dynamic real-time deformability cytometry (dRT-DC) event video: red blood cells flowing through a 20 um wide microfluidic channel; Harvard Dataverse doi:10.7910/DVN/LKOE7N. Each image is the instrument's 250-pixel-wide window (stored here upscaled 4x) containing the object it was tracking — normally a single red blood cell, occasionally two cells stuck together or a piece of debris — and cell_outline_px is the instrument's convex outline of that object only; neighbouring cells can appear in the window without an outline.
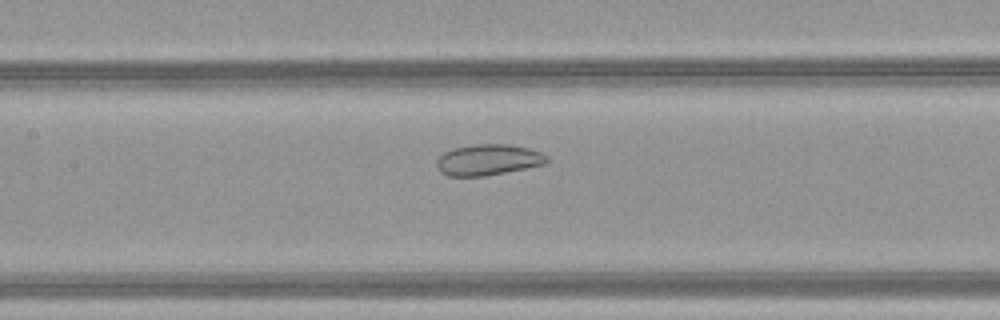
{"species": "common noctule bat (a hibernating species)", "species_latin": "Nyctalus noctula", "temperature_condition": "warm", "stored_images_in_passage": 39, "camera_frame_rate_fps": 3000, "um_per_image_px": 0.085, "animal": {"sex": "female", "body_mass_g": 21.9}, "frame": {"image": 1, "passage_image": 19, "time_ms": 6.0, "image_size_px": [1000, 320], "cell_outline_px": [[548, 164], [484, 176], [448, 176], [440, 172], [436, 164], [436, 160], [444, 152], [456, 148], [472, 144], [508, 144], [528, 148], [540, 152], [548, 156]], "centroid_in_image_um": [41.51, 13.58], "position_along_channel_um": 165.9, "area_um2": 19.94}}
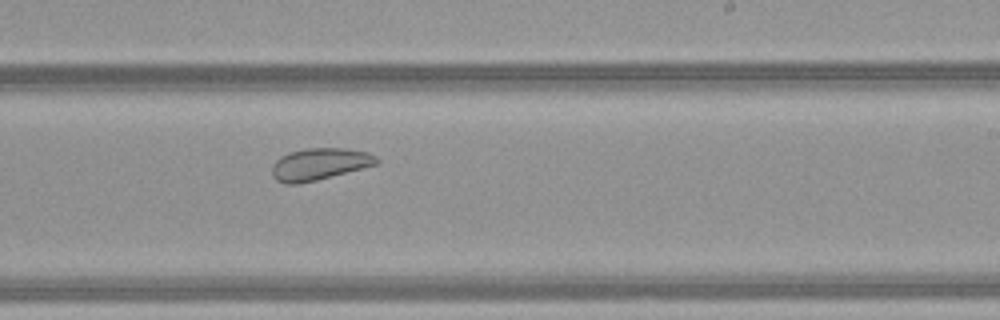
{"frame": {"image": 2, "passage_image": 26, "time_ms": 8.333, "image_size_px": [1000, 320], "cell_outline_px": [[380, 160], [376, 164], [316, 180], [296, 184], [284, 184], [276, 180], [272, 176], [272, 164], [280, 156], [292, 152], [308, 148], [344, 148], [368, 152], [376, 156]], "centroid_in_image_um": [27.12, 13.95], "position_along_channel_um": 261.9, "area_um2": 19.25}}
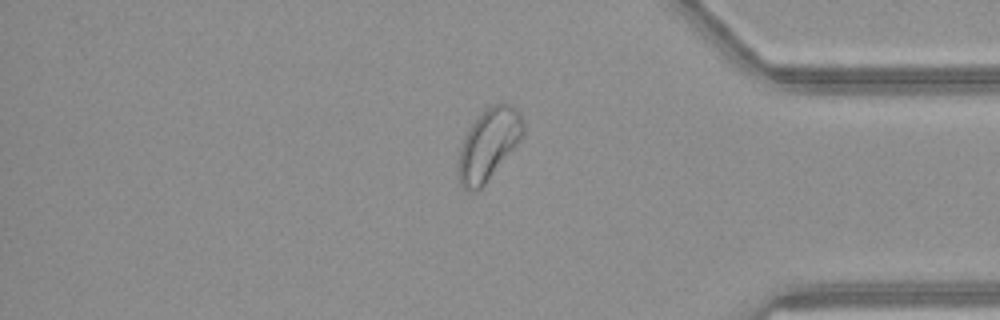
{"frame": {"image": 3, "passage_image": 37, "time_ms": 12.0, "image_size_px": [1000, 320], "cell_outline_px": [[524, 136], [484, 184], [480, 188], [472, 192], [464, 188], [460, 184], [456, 172], [456, 164], [460, 148], [464, 136], [468, 128], [484, 108], [500, 100], [512, 104], [520, 112], [524, 124]], "centroid_in_image_um": [41.52, 12.22], "position_along_channel_um": 393.7, "area_um2": 27.51}}